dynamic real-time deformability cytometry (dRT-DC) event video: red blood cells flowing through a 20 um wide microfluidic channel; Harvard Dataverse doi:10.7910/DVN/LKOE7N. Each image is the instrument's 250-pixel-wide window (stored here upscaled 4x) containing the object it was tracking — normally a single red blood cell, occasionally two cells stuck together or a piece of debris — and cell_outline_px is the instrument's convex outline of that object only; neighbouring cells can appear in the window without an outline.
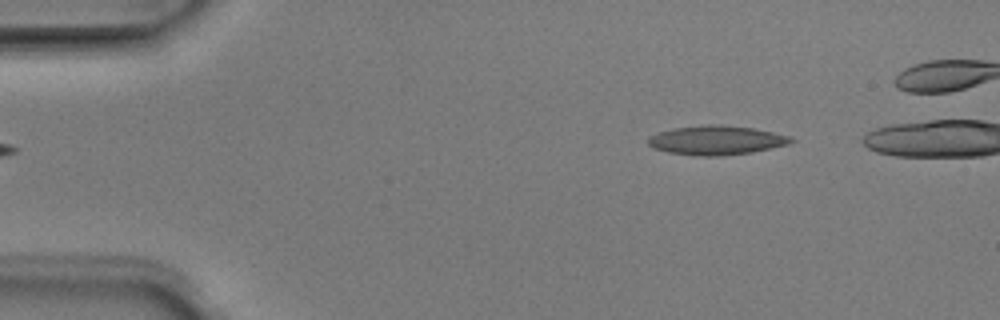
{"species": "Egyptian fruit bat (a non-hibernating species)", "species_latin": "Rousettus aegyptiacus", "temperature_condition": "room temperature", "stored_images_in_passage": 2, "camera_frame_rate_fps": 3000, "um_per_image_px": 0.085, "animal": {"sex": "male"}, "frame": {"image": 1, "passage_image": 2, "time_ms": 0.333, "image_size_px": [1000, 320], "cell_outline_px": [[796, 140], [788, 144], [752, 152], [720, 156], [700, 156], [668, 152], [652, 148], [648, 144], [648, 136], [672, 128], [704, 124], [720, 124], [752, 128], [792, 136]], "centroid_in_image_um": [60.88, 11.91], "position_along_channel_um": 24.1, "area_um2": 24.39}}